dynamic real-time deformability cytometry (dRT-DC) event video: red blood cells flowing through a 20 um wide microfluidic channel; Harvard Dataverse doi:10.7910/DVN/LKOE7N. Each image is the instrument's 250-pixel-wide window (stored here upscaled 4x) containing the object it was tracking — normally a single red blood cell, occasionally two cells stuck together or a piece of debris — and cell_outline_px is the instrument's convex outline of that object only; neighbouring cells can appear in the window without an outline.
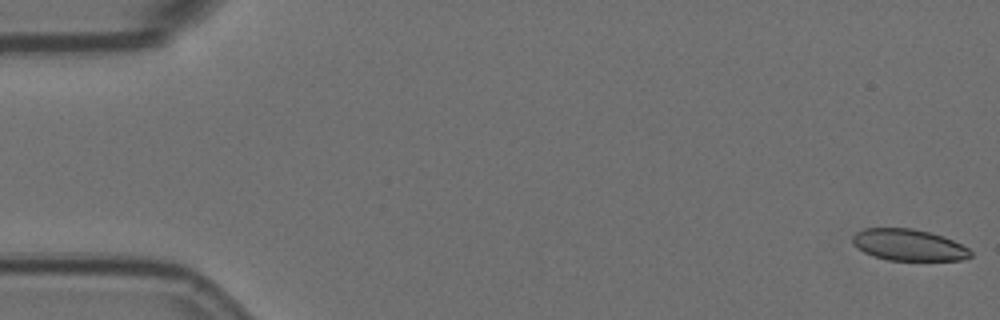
{"species": "Egyptian fruit bat (a non-hibernating species)", "species_latin": "Rousettus aegyptiacus", "temperature_condition": "room temperature", "stored_images_in_passage": 6, "segment_of_instrument_passage": [2, 2], "camera_frame_rate_fps": 3000, "um_per_image_px": 0.085, "animal": {"sex": "female"}, "frame": {"image": 1, "passage_image": 6, "time_ms": 1.667, "image_size_px": [1000, 320], "cell_outline_px": [[972, 256], [964, 260], [888, 260], [872, 256], [856, 248], [852, 244], [852, 236], [856, 232], [864, 228], [912, 228], [944, 236], [968, 248], [972, 252]], "centroid_in_image_um": [77.2, 20.82], "position_along_channel_um": 7.8, "area_um2": 21.79}}